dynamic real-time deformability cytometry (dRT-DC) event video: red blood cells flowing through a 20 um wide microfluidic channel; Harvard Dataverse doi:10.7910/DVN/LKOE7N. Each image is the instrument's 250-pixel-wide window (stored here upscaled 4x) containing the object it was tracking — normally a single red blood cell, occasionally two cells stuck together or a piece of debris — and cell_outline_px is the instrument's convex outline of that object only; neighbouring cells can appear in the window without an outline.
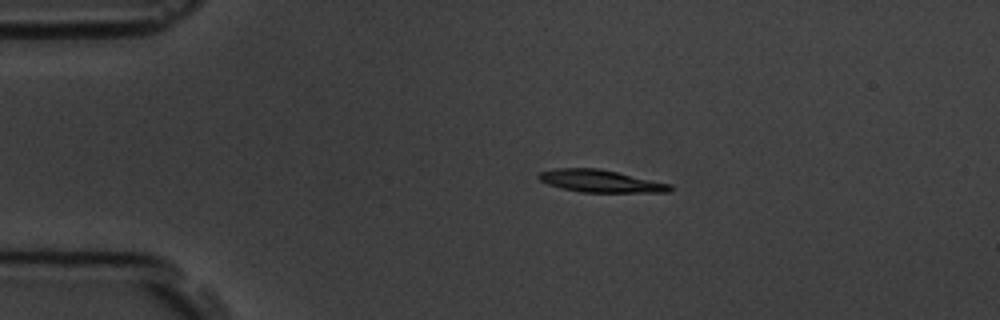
{"species": "common noctule bat (a hibernating species)", "species_latin": "Nyctalus noctula", "temperature_condition": "room temperature", "stored_images_in_passage": 5, "camera_frame_rate_fps": 3000, "um_per_image_px": 0.085, "animal": {"sex": "male", "body_mass_g": 19.5, "forearm_length_mm": 54.6}, "frame": {"image": 1, "passage_image": 4, "time_ms": 3.333, "image_size_px": [1000, 320], "cell_outline_px": [[672, 188], [668, 192], [580, 192], [560, 188], [548, 184], [540, 180], [536, 176], [540, 172], [556, 168], [600, 168], [672, 184]], "centroid_in_image_um": [51.03, 15.39], "position_along_channel_um": 34.0, "area_um2": 17.17}}